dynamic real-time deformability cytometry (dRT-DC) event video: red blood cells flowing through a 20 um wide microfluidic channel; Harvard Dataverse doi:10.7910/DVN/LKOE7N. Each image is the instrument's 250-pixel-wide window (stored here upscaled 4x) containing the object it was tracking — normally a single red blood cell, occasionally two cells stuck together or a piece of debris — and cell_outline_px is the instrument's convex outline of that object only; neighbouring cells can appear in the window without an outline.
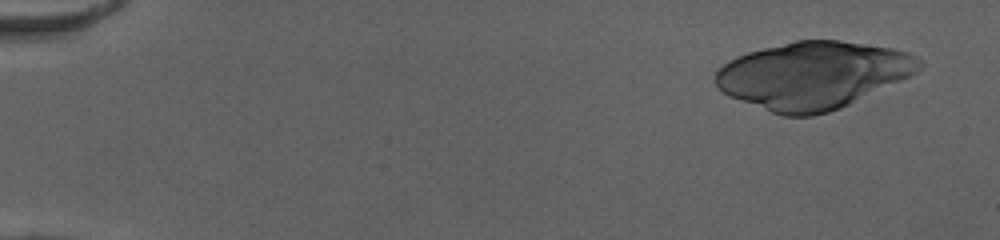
{"species": "human", "species_latin": "Homo sapiens", "temperature_condition": "cold", "stored_images_in_passage": 38, "segment_of_instrument_passage": [1, 2], "camera_frame_rate_fps": 3000, "um_per_image_px": 0.085, "donor": {"sex": "female"}, "frame": {"image": 1, "passage_image": 1, "time_ms": 0.0, "image_size_px": [1000, 240], "cell_outline_px": [[888, 52], [848, 100], [844, 104], [836, 108], [824, 112], [776, 112], [716, 76], [732, 60], [752, 52], [804, 40], [832, 40], [880, 48]], "centroid_in_image_um": [68.29, 6.32], "position_along_channel_um": 16.7, "area_um2": 60.69}}